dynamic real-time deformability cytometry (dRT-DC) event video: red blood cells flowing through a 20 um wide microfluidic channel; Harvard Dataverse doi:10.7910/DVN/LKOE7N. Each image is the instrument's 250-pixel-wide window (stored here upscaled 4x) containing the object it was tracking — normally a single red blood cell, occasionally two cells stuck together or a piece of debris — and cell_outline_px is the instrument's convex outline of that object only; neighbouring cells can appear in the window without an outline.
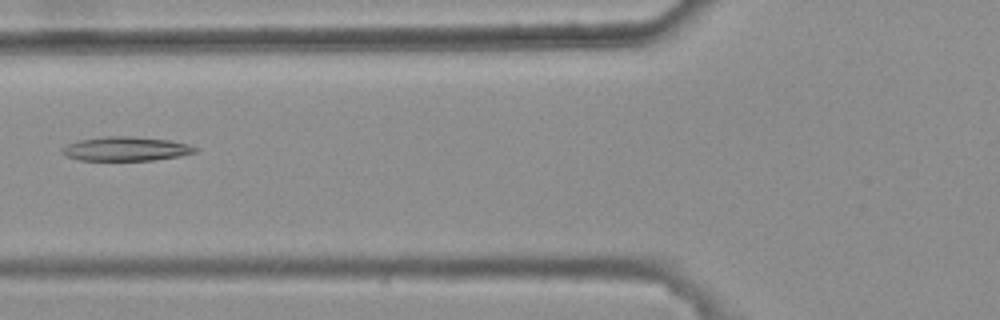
{"species": "common noctule bat (a hibernating species)", "species_latin": "Nyctalus noctula", "temperature_condition": "warm", "stored_images_in_passage": 4, "camera_frame_rate_fps": 3000, "um_per_image_px": 0.085, "animal": {"sex": "female", "body_mass_g": 25.1}, "frame": {"image": 1, "passage_image": 3, "time_ms": 0.667, "image_size_px": [1000, 320], "cell_outline_px": [[196, 152], [180, 156], [152, 160], [80, 160], [64, 156], [60, 152], [60, 148], [68, 144], [80, 140], [104, 136], [132, 136], [168, 140], [188, 144], [196, 148]], "centroid_in_image_um": [10.65, 12.65], "position_along_channel_um": 115.2, "area_um2": 18.67}}
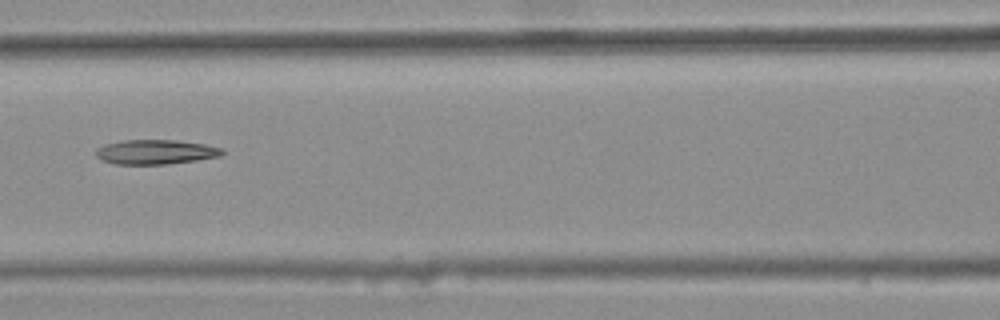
{"frame": {"image": 2, "passage_image": 4, "time_ms": 1.0, "image_size_px": [1000, 320], "cell_outline_px": [[224, 152], [220, 156], [196, 160], [168, 164], [116, 164], [104, 160], [96, 156], [96, 148], [104, 144], [124, 140], [176, 140], [204, 144], [224, 148]], "centroid_in_image_um": [13.24, 12.91], "position_along_channel_um": 153.4, "area_um2": 18.03}}